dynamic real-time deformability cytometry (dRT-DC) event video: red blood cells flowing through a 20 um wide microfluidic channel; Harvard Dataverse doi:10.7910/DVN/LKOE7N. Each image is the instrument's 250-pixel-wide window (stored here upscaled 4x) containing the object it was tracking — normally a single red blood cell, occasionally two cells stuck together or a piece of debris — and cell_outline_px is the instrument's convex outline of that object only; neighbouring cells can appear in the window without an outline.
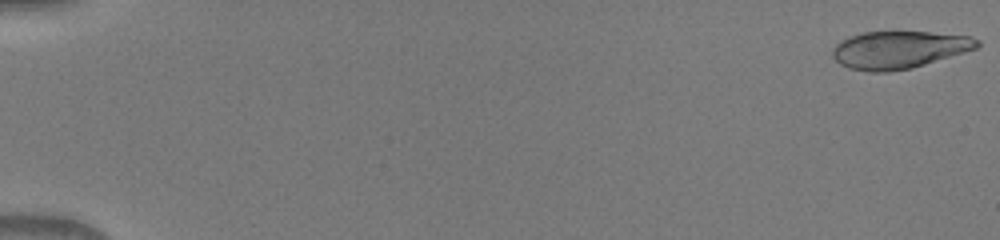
{"species": "human", "species_latin": "Homo sapiens", "temperature_condition": "warm", "stored_images_in_passage": 51, "camera_frame_rate_fps": 3000, "um_per_image_px": 0.085, "donor": {"sex": "male"}, "frame": {"image": 1, "passage_image": 1, "time_ms": 0.0, "image_size_px": [1000, 240], "cell_outline_px": [[980, 44], [976, 48], [964, 52], [912, 68], [888, 72], [872, 72], [848, 68], [840, 64], [832, 56], [832, 48], [840, 40], [864, 32], [928, 32], [968, 36], [980, 40]], "centroid_in_image_um": [76.38, 4.23], "position_along_channel_um": 8.6, "area_um2": 31.39}}
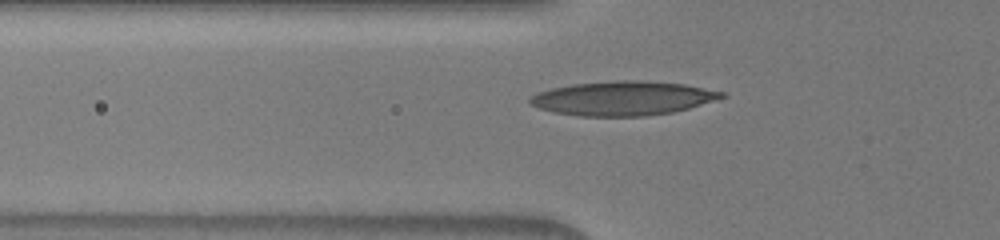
{"frame": {"image": 2, "passage_image": 19, "time_ms": 6.0, "image_size_px": [1000, 240], "cell_outline_px": [[728, 96], [688, 108], [672, 112], [644, 116], [580, 116], [552, 112], [528, 104], [528, 96], [536, 92], [552, 88], [572, 84], [616, 80], [644, 80], [684, 84], [728, 92]], "centroid_in_image_um": [52.92, 8.34], "position_along_channel_um": 72.9, "area_um2": 38.49}}
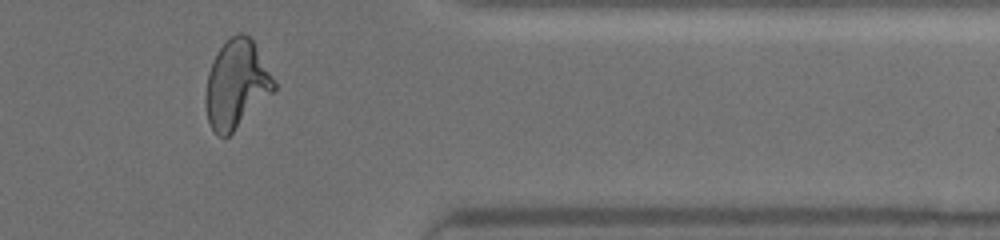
{"frame": {"image": 3, "passage_image": 43, "time_ms": 14.0, "image_size_px": [1000, 240], "cell_outline_px": [[276, 88], [228, 136], [220, 136], [212, 128], [208, 120], [204, 100], [204, 96], [208, 72], [212, 60], [216, 52], [236, 32], [244, 32], [252, 40], [276, 84]], "centroid_in_image_um": [20.05, 7.14], "position_along_channel_um": 391.4, "area_um2": 34.39}}